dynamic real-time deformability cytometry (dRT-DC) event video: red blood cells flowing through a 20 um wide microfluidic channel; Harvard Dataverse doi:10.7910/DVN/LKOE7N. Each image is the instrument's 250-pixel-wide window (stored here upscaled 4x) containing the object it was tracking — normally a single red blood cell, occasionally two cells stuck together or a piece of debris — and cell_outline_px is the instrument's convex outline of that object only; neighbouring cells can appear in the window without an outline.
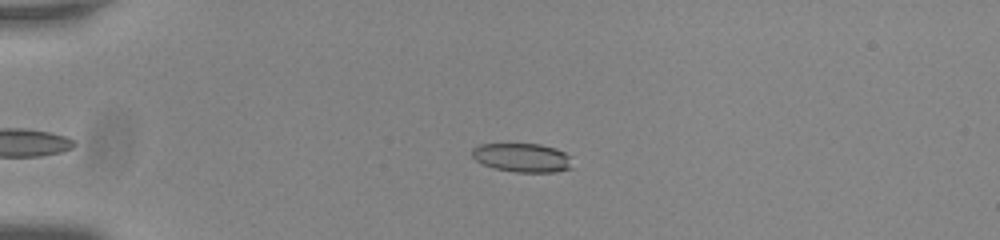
{"species": "common noctule bat (a hibernating species)", "species_latin": "Nyctalus noctula", "temperature_condition": "room temperature", "stored_images_in_passage": 39, "camera_frame_rate_fps": 3000, "um_per_image_px": 0.085, "animal": {"sex": "male", "body_mass_g": 20.0, "forearm_length_mm": 53.3}, "frame": {"image": 1, "passage_image": 3, "time_ms": 0.667, "image_size_px": [1000, 240], "cell_outline_px": [[572, 168], [556, 172], [516, 172], [492, 168], [476, 160], [472, 156], [472, 148], [480, 144], [540, 144], [556, 148], [564, 152], [568, 156]], "centroid_in_image_um": [44.37, 13.4], "position_along_channel_um": 40.6, "area_um2": 16.82}}
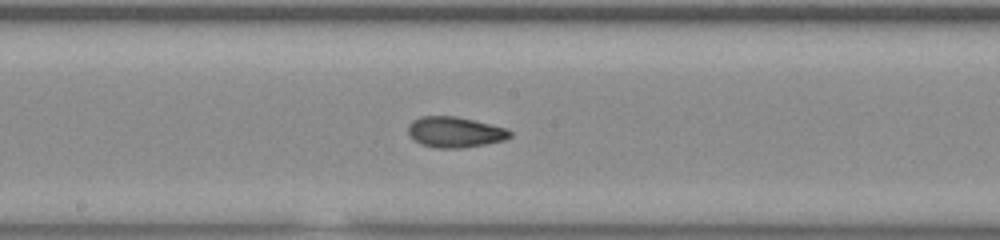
{"frame": {"image": 2, "passage_image": 20, "time_ms": 6.333, "image_size_px": [1000, 240], "cell_outline_px": [[512, 136], [504, 140], [464, 148], [436, 148], [420, 144], [408, 132], [408, 124], [412, 120], [420, 116], [456, 116], [508, 128], [512, 132]], "centroid_in_image_um": [38.68, 11.22], "position_along_channel_um": 209.5, "area_um2": 18.26}}
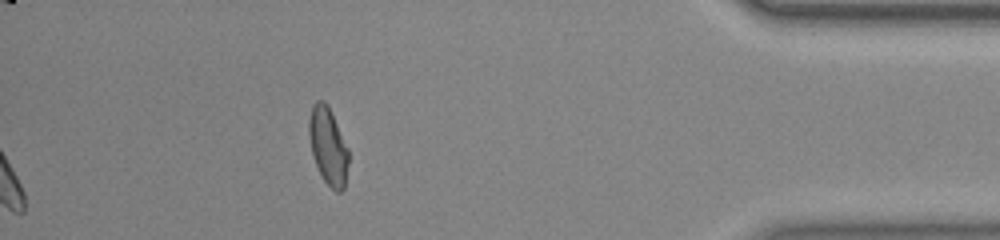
{"frame": {"image": 3, "passage_image": 39, "time_ms": 12.667, "image_size_px": [1000, 240], "cell_outline_px": [[348, 164], [344, 188], [340, 192], [336, 192], [320, 176], [312, 152], [308, 132], [308, 120], [312, 104], [316, 100], [324, 100], [328, 104], [348, 148]], "centroid_in_image_um": [27.87, 12.38], "position_along_channel_um": 407.3, "area_um2": 17.86}, "authors_computed_cell_mechanics": {"area_um2": 17.8602, "velocity_mm_per_s": 3.7537, "shape_relaxation_time_tau1_ms": null, "shape_relaxation_time_tau2_ms": 2.4139, "deformation_change_tau1": null, "deformation_change_tau2": 0.0882}}